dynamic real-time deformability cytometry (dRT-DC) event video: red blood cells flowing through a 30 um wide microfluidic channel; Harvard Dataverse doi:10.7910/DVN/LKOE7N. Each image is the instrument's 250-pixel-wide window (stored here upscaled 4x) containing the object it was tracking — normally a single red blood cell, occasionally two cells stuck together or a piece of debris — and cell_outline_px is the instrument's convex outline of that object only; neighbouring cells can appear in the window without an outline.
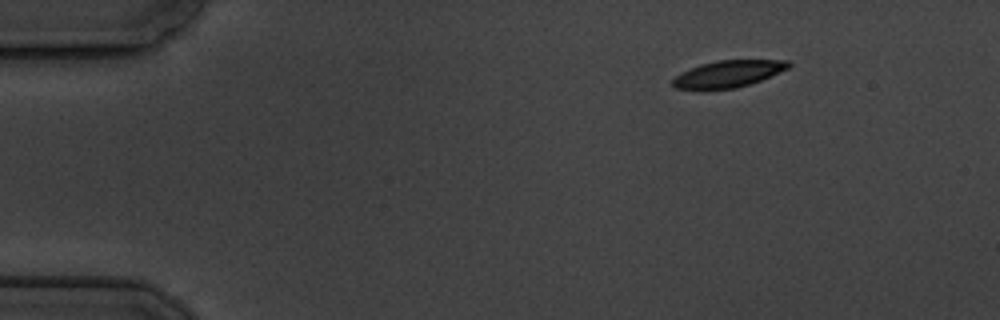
{"species": "common noctule bat (a hibernating species)", "species_latin": "Nyctalus noctula", "temperature_condition": "cold", "stored_images_in_passage": 5, "camera_frame_rate_fps": 3000, "um_per_image_px": 0.085, "animal": {"sex": "male", "body_mass_g": 19.5, "forearm_length_mm": 54.6}, "frame": {"image": 1, "passage_image": 1, "time_ms": 0.0, "image_size_px": [1000, 320], "cell_outline_px": [[792, 64], [788, 68], [760, 80], [736, 88], [676, 88], [672, 84], [672, 80], [680, 72], [700, 64], [716, 60], [788, 60]], "centroid_in_image_um": [61.9, 6.25], "position_along_channel_um": 23.1, "area_um2": 17.69}}
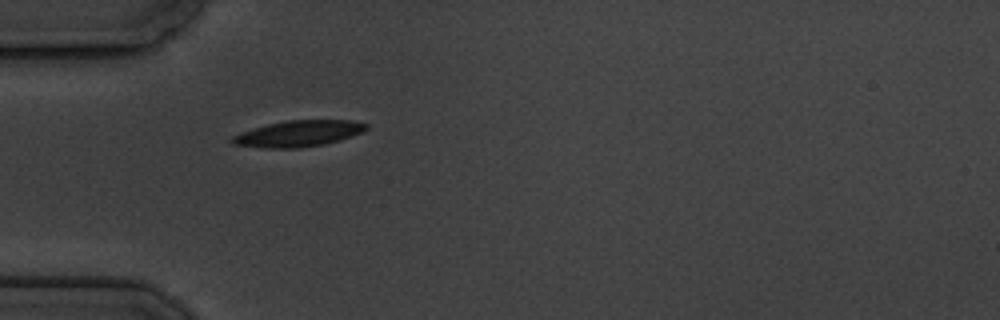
{"frame": {"image": 2, "passage_image": 4, "time_ms": 3.333, "image_size_px": [1000, 320], "cell_outline_px": [[368, 128], [364, 132], [340, 140], [324, 144], [300, 148], [264, 148], [232, 144], [228, 140], [232, 136], [268, 124], [288, 120], [352, 120], [368, 124]], "centroid_in_image_um": [25.4, 11.36], "position_along_channel_um": 59.6, "area_um2": 20.4}}